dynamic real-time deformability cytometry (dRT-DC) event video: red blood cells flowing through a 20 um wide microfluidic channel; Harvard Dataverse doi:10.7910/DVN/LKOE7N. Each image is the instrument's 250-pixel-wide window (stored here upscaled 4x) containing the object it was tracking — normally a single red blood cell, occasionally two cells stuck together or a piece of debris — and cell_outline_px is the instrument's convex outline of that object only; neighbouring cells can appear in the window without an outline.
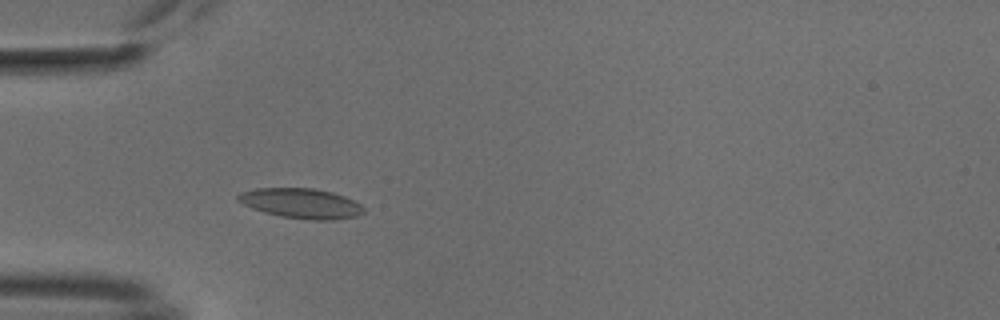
{"species": "common noctule bat (a hibernating species)", "species_latin": "Nyctalus noctula", "temperature_condition": "cold", "stored_images_in_passage": 32, "camera_frame_rate_fps": 3000, "um_per_image_px": 0.085, "animal": {"sex": "male", "body_mass_g": 18.8}, "frame": {"image": 1, "passage_image": 16, "time_ms": 5.0, "image_size_px": [1000, 320], "cell_outline_px": [[364, 212], [356, 216], [332, 220], [312, 220], [280, 216], [264, 212], [252, 208], [236, 200], [236, 196], [240, 192], [256, 188], [312, 188], [332, 192], [344, 196], [360, 204], [364, 208]], "centroid_in_image_um": [25.57, 17.28], "position_along_channel_um": 59.4, "area_um2": 21.91}}
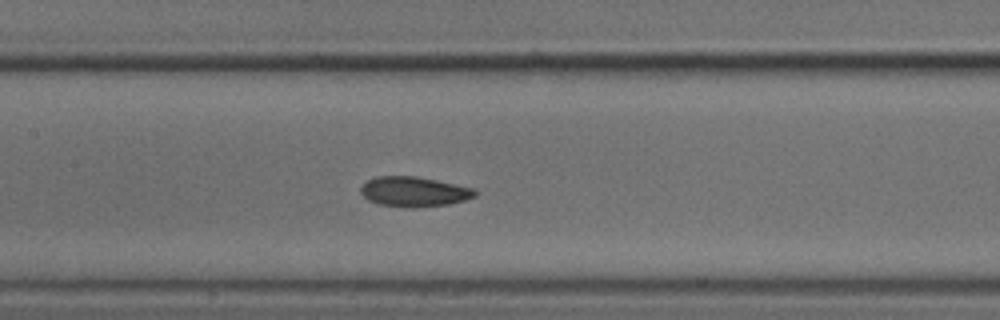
{"frame": {"image": 2, "passage_image": 25, "time_ms": 8.0, "image_size_px": [1000, 320], "cell_outline_px": [[476, 196], [464, 200], [448, 204], [380, 204], [368, 200], [360, 192], [360, 188], [368, 180], [376, 176], [416, 176], [436, 180], [472, 188], [476, 192]], "centroid_in_image_um": [35.17, 16.23], "position_along_channel_um": 172.2, "area_um2": 18.73}}
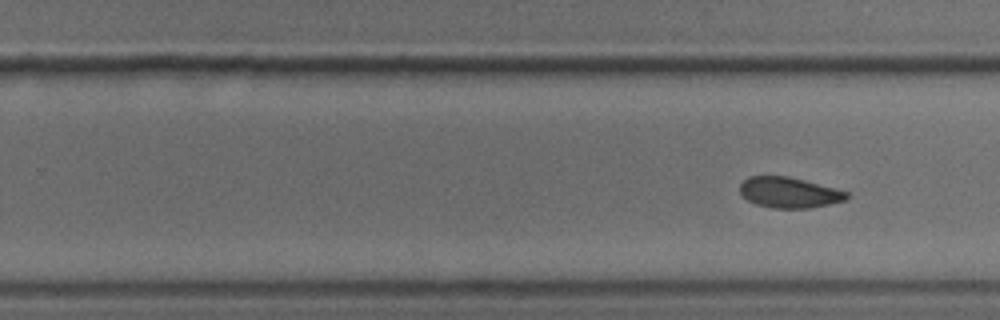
{"frame": {"image": 3, "passage_image": 32, "time_ms": 10.333, "image_size_px": [1000, 320], "cell_outline_px": [[848, 196], [844, 200], [804, 208], [776, 208], [760, 204], [748, 200], [740, 192], [740, 184], [748, 176], [788, 176], [848, 192]], "centroid_in_image_um": [67.02, 16.34], "position_along_channel_um": 262.8, "area_um2": 18.38}}